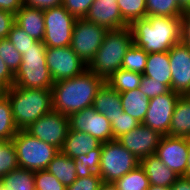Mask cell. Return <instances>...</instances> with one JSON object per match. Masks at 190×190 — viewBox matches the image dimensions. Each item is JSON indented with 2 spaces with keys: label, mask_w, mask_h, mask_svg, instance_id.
<instances>
[{
  "label": "cell",
  "mask_w": 190,
  "mask_h": 190,
  "mask_svg": "<svg viewBox=\"0 0 190 190\" xmlns=\"http://www.w3.org/2000/svg\"><path fill=\"white\" fill-rule=\"evenodd\" d=\"M105 82L88 69L73 78L54 82L51 89L53 111L69 116L91 107L98 90Z\"/></svg>",
  "instance_id": "1"
},
{
  "label": "cell",
  "mask_w": 190,
  "mask_h": 190,
  "mask_svg": "<svg viewBox=\"0 0 190 190\" xmlns=\"http://www.w3.org/2000/svg\"><path fill=\"white\" fill-rule=\"evenodd\" d=\"M129 27L133 43L146 53L166 52L180 42V17L149 16Z\"/></svg>",
  "instance_id": "2"
},
{
  "label": "cell",
  "mask_w": 190,
  "mask_h": 190,
  "mask_svg": "<svg viewBox=\"0 0 190 190\" xmlns=\"http://www.w3.org/2000/svg\"><path fill=\"white\" fill-rule=\"evenodd\" d=\"M5 95L10 101L16 127L25 130L30 124L53 111L52 90L12 86Z\"/></svg>",
  "instance_id": "3"
},
{
  "label": "cell",
  "mask_w": 190,
  "mask_h": 190,
  "mask_svg": "<svg viewBox=\"0 0 190 190\" xmlns=\"http://www.w3.org/2000/svg\"><path fill=\"white\" fill-rule=\"evenodd\" d=\"M133 44L130 27L118 30H109L101 47L94 58L87 65V69L105 81L121 68L123 58Z\"/></svg>",
  "instance_id": "4"
},
{
  "label": "cell",
  "mask_w": 190,
  "mask_h": 190,
  "mask_svg": "<svg viewBox=\"0 0 190 190\" xmlns=\"http://www.w3.org/2000/svg\"><path fill=\"white\" fill-rule=\"evenodd\" d=\"M54 81L46 64V45L35 41L33 47L22 54V62L14 75V86L51 90Z\"/></svg>",
  "instance_id": "5"
},
{
  "label": "cell",
  "mask_w": 190,
  "mask_h": 190,
  "mask_svg": "<svg viewBox=\"0 0 190 190\" xmlns=\"http://www.w3.org/2000/svg\"><path fill=\"white\" fill-rule=\"evenodd\" d=\"M15 147L19 168L38 171L46 170L48 164L60 152L58 148L18 130L11 140Z\"/></svg>",
  "instance_id": "6"
},
{
  "label": "cell",
  "mask_w": 190,
  "mask_h": 190,
  "mask_svg": "<svg viewBox=\"0 0 190 190\" xmlns=\"http://www.w3.org/2000/svg\"><path fill=\"white\" fill-rule=\"evenodd\" d=\"M139 164L140 161L117 140L102 143L99 175L103 182L114 183Z\"/></svg>",
  "instance_id": "7"
},
{
  "label": "cell",
  "mask_w": 190,
  "mask_h": 190,
  "mask_svg": "<svg viewBox=\"0 0 190 190\" xmlns=\"http://www.w3.org/2000/svg\"><path fill=\"white\" fill-rule=\"evenodd\" d=\"M45 34L43 43L46 47L70 46L76 18L63 5L43 10Z\"/></svg>",
  "instance_id": "8"
},
{
  "label": "cell",
  "mask_w": 190,
  "mask_h": 190,
  "mask_svg": "<svg viewBox=\"0 0 190 190\" xmlns=\"http://www.w3.org/2000/svg\"><path fill=\"white\" fill-rule=\"evenodd\" d=\"M109 30L85 18L76 19L70 47L88 65Z\"/></svg>",
  "instance_id": "9"
},
{
  "label": "cell",
  "mask_w": 190,
  "mask_h": 190,
  "mask_svg": "<svg viewBox=\"0 0 190 190\" xmlns=\"http://www.w3.org/2000/svg\"><path fill=\"white\" fill-rule=\"evenodd\" d=\"M46 64L54 82L73 78L87 69V64L70 47H46Z\"/></svg>",
  "instance_id": "10"
},
{
  "label": "cell",
  "mask_w": 190,
  "mask_h": 190,
  "mask_svg": "<svg viewBox=\"0 0 190 190\" xmlns=\"http://www.w3.org/2000/svg\"><path fill=\"white\" fill-rule=\"evenodd\" d=\"M69 130L68 116L51 111L30 124L25 131L59 150L62 149Z\"/></svg>",
  "instance_id": "11"
},
{
  "label": "cell",
  "mask_w": 190,
  "mask_h": 190,
  "mask_svg": "<svg viewBox=\"0 0 190 190\" xmlns=\"http://www.w3.org/2000/svg\"><path fill=\"white\" fill-rule=\"evenodd\" d=\"M68 121L69 130L87 133L101 143L114 140L110 121L92 106L69 115Z\"/></svg>",
  "instance_id": "12"
},
{
  "label": "cell",
  "mask_w": 190,
  "mask_h": 190,
  "mask_svg": "<svg viewBox=\"0 0 190 190\" xmlns=\"http://www.w3.org/2000/svg\"><path fill=\"white\" fill-rule=\"evenodd\" d=\"M180 94L171 89L162 95L151 98L143 124L165 136L169 133L170 122Z\"/></svg>",
  "instance_id": "13"
},
{
  "label": "cell",
  "mask_w": 190,
  "mask_h": 190,
  "mask_svg": "<svg viewBox=\"0 0 190 190\" xmlns=\"http://www.w3.org/2000/svg\"><path fill=\"white\" fill-rule=\"evenodd\" d=\"M189 148L190 138L165 135L154 155L176 174L186 177Z\"/></svg>",
  "instance_id": "14"
},
{
  "label": "cell",
  "mask_w": 190,
  "mask_h": 190,
  "mask_svg": "<svg viewBox=\"0 0 190 190\" xmlns=\"http://www.w3.org/2000/svg\"><path fill=\"white\" fill-rule=\"evenodd\" d=\"M163 135L143 123L120 136L117 141L130 151L139 161L155 154Z\"/></svg>",
  "instance_id": "15"
},
{
  "label": "cell",
  "mask_w": 190,
  "mask_h": 190,
  "mask_svg": "<svg viewBox=\"0 0 190 190\" xmlns=\"http://www.w3.org/2000/svg\"><path fill=\"white\" fill-rule=\"evenodd\" d=\"M172 73L171 90L186 95L190 91V48L181 42L168 51Z\"/></svg>",
  "instance_id": "16"
},
{
  "label": "cell",
  "mask_w": 190,
  "mask_h": 190,
  "mask_svg": "<svg viewBox=\"0 0 190 190\" xmlns=\"http://www.w3.org/2000/svg\"><path fill=\"white\" fill-rule=\"evenodd\" d=\"M84 18L108 30H118L129 26L122 18L117 0H95Z\"/></svg>",
  "instance_id": "17"
},
{
  "label": "cell",
  "mask_w": 190,
  "mask_h": 190,
  "mask_svg": "<svg viewBox=\"0 0 190 190\" xmlns=\"http://www.w3.org/2000/svg\"><path fill=\"white\" fill-rule=\"evenodd\" d=\"M15 23L30 37L43 41L45 34L43 10L23 5L15 14Z\"/></svg>",
  "instance_id": "18"
},
{
  "label": "cell",
  "mask_w": 190,
  "mask_h": 190,
  "mask_svg": "<svg viewBox=\"0 0 190 190\" xmlns=\"http://www.w3.org/2000/svg\"><path fill=\"white\" fill-rule=\"evenodd\" d=\"M141 167L149 179V184L170 188L180 177L169 169L156 155L143 157L140 160Z\"/></svg>",
  "instance_id": "19"
},
{
  "label": "cell",
  "mask_w": 190,
  "mask_h": 190,
  "mask_svg": "<svg viewBox=\"0 0 190 190\" xmlns=\"http://www.w3.org/2000/svg\"><path fill=\"white\" fill-rule=\"evenodd\" d=\"M92 107L96 112L103 114L110 123L113 122L114 118L119 114L124 112L121 104L120 93L106 82L98 90Z\"/></svg>",
  "instance_id": "20"
},
{
  "label": "cell",
  "mask_w": 190,
  "mask_h": 190,
  "mask_svg": "<svg viewBox=\"0 0 190 190\" xmlns=\"http://www.w3.org/2000/svg\"><path fill=\"white\" fill-rule=\"evenodd\" d=\"M100 144L101 142L87 133L68 130L67 137L60 151L73 159L79 155L89 154Z\"/></svg>",
  "instance_id": "21"
},
{
  "label": "cell",
  "mask_w": 190,
  "mask_h": 190,
  "mask_svg": "<svg viewBox=\"0 0 190 190\" xmlns=\"http://www.w3.org/2000/svg\"><path fill=\"white\" fill-rule=\"evenodd\" d=\"M143 75L149 78H154L156 81L165 84L169 89H171L172 73L168 51L148 53Z\"/></svg>",
  "instance_id": "22"
},
{
  "label": "cell",
  "mask_w": 190,
  "mask_h": 190,
  "mask_svg": "<svg viewBox=\"0 0 190 190\" xmlns=\"http://www.w3.org/2000/svg\"><path fill=\"white\" fill-rule=\"evenodd\" d=\"M168 135L190 138V98L187 95L178 98Z\"/></svg>",
  "instance_id": "23"
},
{
  "label": "cell",
  "mask_w": 190,
  "mask_h": 190,
  "mask_svg": "<svg viewBox=\"0 0 190 190\" xmlns=\"http://www.w3.org/2000/svg\"><path fill=\"white\" fill-rule=\"evenodd\" d=\"M120 97L123 111L142 123L150 99L139 88L120 93Z\"/></svg>",
  "instance_id": "24"
},
{
  "label": "cell",
  "mask_w": 190,
  "mask_h": 190,
  "mask_svg": "<svg viewBox=\"0 0 190 190\" xmlns=\"http://www.w3.org/2000/svg\"><path fill=\"white\" fill-rule=\"evenodd\" d=\"M46 170L54 175L65 187L70 186L77 179L73 159L61 151L48 164Z\"/></svg>",
  "instance_id": "25"
},
{
  "label": "cell",
  "mask_w": 190,
  "mask_h": 190,
  "mask_svg": "<svg viewBox=\"0 0 190 190\" xmlns=\"http://www.w3.org/2000/svg\"><path fill=\"white\" fill-rule=\"evenodd\" d=\"M35 171L18 168L0 179V183L10 190H35Z\"/></svg>",
  "instance_id": "26"
},
{
  "label": "cell",
  "mask_w": 190,
  "mask_h": 190,
  "mask_svg": "<svg viewBox=\"0 0 190 190\" xmlns=\"http://www.w3.org/2000/svg\"><path fill=\"white\" fill-rule=\"evenodd\" d=\"M142 74L120 68L114 72L106 81L118 93L139 88Z\"/></svg>",
  "instance_id": "27"
},
{
  "label": "cell",
  "mask_w": 190,
  "mask_h": 190,
  "mask_svg": "<svg viewBox=\"0 0 190 190\" xmlns=\"http://www.w3.org/2000/svg\"><path fill=\"white\" fill-rule=\"evenodd\" d=\"M102 152V143L87 155H79L73 158L77 178L88 177L93 173L99 174V165Z\"/></svg>",
  "instance_id": "28"
},
{
  "label": "cell",
  "mask_w": 190,
  "mask_h": 190,
  "mask_svg": "<svg viewBox=\"0 0 190 190\" xmlns=\"http://www.w3.org/2000/svg\"><path fill=\"white\" fill-rule=\"evenodd\" d=\"M113 184L117 190H148L150 186L145 170L140 164Z\"/></svg>",
  "instance_id": "29"
},
{
  "label": "cell",
  "mask_w": 190,
  "mask_h": 190,
  "mask_svg": "<svg viewBox=\"0 0 190 190\" xmlns=\"http://www.w3.org/2000/svg\"><path fill=\"white\" fill-rule=\"evenodd\" d=\"M18 130L13 120L10 101L5 95L0 98V140L11 141Z\"/></svg>",
  "instance_id": "30"
},
{
  "label": "cell",
  "mask_w": 190,
  "mask_h": 190,
  "mask_svg": "<svg viewBox=\"0 0 190 190\" xmlns=\"http://www.w3.org/2000/svg\"><path fill=\"white\" fill-rule=\"evenodd\" d=\"M147 17H181L184 11L179 7L177 0H146Z\"/></svg>",
  "instance_id": "31"
},
{
  "label": "cell",
  "mask_w": 190,
  "mask_h": 190,
  "mask_svg": "<svg viewBox=\"0 0 190 190\" xmlns=\"http://www.w3.org/2000/svg\"><path fill=\"white\" fill-rule=\"evenodd\" d=\"M122 18L130 25L147 17L146 0H117Z\"/></svg>",
  "instance_id": "32"
},
{
  "label": "cell",
  "mask_w": 190,
  "mask_h": 190,
  "mask_svg": "<svg viewBox=\"0 0 190 190\" xmlns=\"http://www.w3.org/2000/svg\"><path fill=\"white\" fill-rule=\"evenodd\" d=\"M147 57L148 53L133 43L123 58L121 68L143 75Z\"/></svg>",
  "instance_id": "33"
},
{
  "label": "cell",
  "mask_w": 190,
  "mask_h": 190,
  "mask_svg": "<svg viewBox=\"0 0 190 190\" xmlns=\"http://www.w3.org/2000/svg\"><path fill=\"white\" fill-rule=\"evenodd\" d=\"M18 168L19 165L13 142L0 140V179L10 171Z\"/></svg>",
  "instance_id": "34"
},
{
  "label": "cell",
  "mask_w": 190,
  "mask_h": 190,
  "mask_svg": "<svg viewBox=\"0 0 190 190\" xmlns=\"http://www.w3.org/2000/svg\"><path fill=\"white\" fill-rule=\"evenodd\" d=\"M0 57L15 75L22 62V54L17 51L15 46L7 38L0 39Z\"/></svg>",
  "instance_id": "35"
},
{
  "label": "cell",
  "mask_w": 190,
  "mask_h": 190,
  "mask_svg": "<svg viewBox=\"0 0 190 190\" xmlns=\"http://www.w3.org/2000/svg\"><path fill=\"white\" fill-rule=\"evenodd\" d=\"M35 190H66V187L47 170L34 173Z\"/></svg>",
  "instance_id": "36"
},
{
  "label": "cell",
  "mask_w": 190,
  "mask_h": 190,
  "mask_svg": "<svg viewBox=\"0 0 190 190\" xmlns=\"http://www.w3.org/2000/svg\"><path fill=\"white\" fill-rule=\"evenodd\" d=\"M140 124L141 123L138 120L131 117L125 112L119 114L116 118H114V121L111 122L113 139L117 140L120 136L126 134L127 132H130Z\"/></svg>",
  "instance_id": "37"
},
{
  "label": "cell",
  "mask_w": 190,
  "mask_h": 190,
  "mask_svg": "<svg viewBox=\"0 0 190 190\" xmlns=\"http://www.w3.org/2000/svg\"><path fill=\"white\" fill-rule=\"evenodd\" d=\"M7 39L15 46L20 54H24L26 50L33 47V43L36 41L16 24L11 29Z\"/></svg>",
  "instance_id": "38"
},
{
  "label": "cell",
  "mask_w": 190,
  "mask_h": 190,
  "mask_svg": "<svg viewBox=\"0 0 190 190\" xmlns=\"http://www.w3.org/2000/svg\"><path fill=\"white\" fill-rule=\"evenodd\" d=\"M142 91L149 99L154 98L158 95L167 93L170 89L163 83L156 81L154 78L142 76L141 84L139 86Z\"/></svg>",
  "instance_id": "39"
},
{
  "label": "cell",
  "mask_w": 190,
  "mask_h": 190,
  "mask_svg": "<svg viewBox=\"0 0 190 190\" xmlns=\"http://www.w3.org/2000/svg\"><path fill=\"white\" fill-rule=\"evenodd\" d=\"M102 183L101 176L93 173L88 177L77 178L66 190H99Z\"/></svg>",
  "instance_id": "40"
},
{
  "label": "cell",
  "mask_w": 190,
  "mask_h": 190,
  "mask_svg": "<svg viewBox=\"0 0 190 190\" xmlns=\"http://www.w3.org/2000/svg\"><path fill=\"white\" fill-rule=\"evenodd\" d=\"M95 0H63L64 8L76 19L84 18Z\"/></svg>",
  "instance_id": "41"
},
{
  "label": "cell",
  "mask_w": 190,
  "mask_h": 190,
  "mask_svg": "<svg viewBox=\"0 0 190 190\" xmlns=\"http://www.w3.org/2000/svg\"><path fill=\"white\" fill-rule=\"evenodd\" d=\"M15 24L14 13L0 10V39L7 38Z\"/></svg>",
  "instance_id": "42"
},
{
  "label": "cell",
  "mask_w": 190,
  "mask_h": 190,
  "mask_svg": "<svg viewBox=\"0 0 190 190\" xmlns=\"http://www.w3.org/2000/svg\"><path fill=\"white\" fill-rule=\"evenodd\" d=\"M180 42L190 48V10L180 17Z\"/></svg>",
  "instance_id": "43"
},
{
  "label": "cell",
  "mask_w": 190,
  "mask_h": 190,
  "mask_svg": "<svg viewBox=\"0 0 190 190\" xmlns=\"http://www.w3.org/2000/svg\"><path fill=\"white\" fill-rule=\"evenodd\" d=\"M63 0H23V5L35 7L41 10L61 6Z\"/></svg>",
  "instance_id": "44"
},
{
  "label": "cell",
  "mask_w": 190,
  "mask_h": 190,
  "mask_svg": "<svg viewBox=\"0 0 190 190\" xmlns=\"http://www.w3.org/2000/svg\"><path fill=\"white\" fill-rule=\"evenodd\" d=\"M0 84L3 85L6 89H9L14 85V74L3 62L1 57H0Z\"/></svg>",
  "instance_id": "45"
},
{
  "label": "cell",
  "mask_w": 190,
  "mask_h": 190,
  "mask_svg": "<svg viewBox=\"0 0 190 190\" xmlns=\"http://www.w3.org/2000/svg\"><path fill=\"white\" fill-rule=\"evenodd\" d=\"M23 6V0H0V10L14 14Z\"/></svg>",
  "instance_id": "46"
},
{
  "label": "cell",
  "mask_w": 190,
  "mask_h": 190,
  "mask_svg": "<svg viewBox=\"0 0 190 190\" xmlns=\"http://www.w3.org/2000/svg\"><path fill=\"white\" fill-rule=\"evenodd\" d=\"M171 190H190V178L180 176L170 187Z\"/></svg>",
  "instance_id": "47"
},
{
  "label": "cell",
  "mask_w": 190,
  "mask_h": 190,
  "mask_svg": "<svg viewBox=\"0 0 190 190\" xmlns=\"http://www.w3.org/2000/svg\"><path fill=\"white\" fill-rule=\"evenodd\" d=\"M177 3L183 11L190 10V0H177Z\"/></svg>",
  "instance_id": "48"
},
{
  "label": "cell",
  "mask_w": 190,
  "mask_h": 190,
  "mask_svg": "<svg viewBox=\"0 0 190 190\" xmlns=\"http://www.w3.org/2000/svg\"><path fill=\"white\" fill-rule=\"evenodd\" d=\"M99 190H117L113 183H105L103 182L100 186Z\"/></svg>",
  "instance_id": "49"
},
{
  "label": "cell",
  "mask_w": 190,
  "mask_h": 190,
  "mask_svg": "<svg viewBox=\"0 0 190 190\" xmlns=\"http://www.w3.org/2000/svg\"><path fill=\"white\" fill-rule=\"evenodd\" d=\"M188 160L186 165V177L190 178V148H189V154H188Z\"/></svg>",
  "instance_id": "50"
},
{
  "label": "cell",
  "mask_w": 190,
  "mask_h": 190,
  "mask_svg": "<svg viewBox=\"0 0 190 190\" xmlns=\"http://www.w3.org/2000/svg\"><path fill=\"white\" fill-rule=\"evenodd\" d=\"M148 190H171L168 187L150 185Z\"/></svg>",
  "instance_id": "51"
},
{
  "label": "cell",
  "mask_w": 190,
  "mask_h": 190,
  "mask_svg": "<svg viewBox=\"0 0 190 190\" xmlns=\"http://www.w3.org/2000/svg\"><path fill=\"white\" fill-rule=\"evenodd\" d=\"M5 93H6V88L0 84V98L5 96Z\"/></svg>",
  "instance_id": "52"
},
{
  "label": "cell",
  "mask_w": 190,
  "mask_h": 190,
  "mask_svg": "<svg viewBox=\"0 0 190 190\" xmlns=\"http://www.w3.org/2000/svg\"><path fill=\"white\" fill-rule=\"evenodd\" d=\"M0 190H10V189H7L6 187H4V186L0 183Z\"/></svg>",
  "instance_id": "53"
},
{
  "label": "cell",
  "mask_w": 190,
  "mask_h": 190,
  "mask_svg": "<svg viewBox=\"0 0 190 190\" xmlns=\"http://www.w3.org/2000/svg\"><path fill=\"white\" fill-rule=\"evenodd\" d=\"M186 95L190 98V91Z\"/></svg>",
  "instance_id": "54"
}]
</instances>
